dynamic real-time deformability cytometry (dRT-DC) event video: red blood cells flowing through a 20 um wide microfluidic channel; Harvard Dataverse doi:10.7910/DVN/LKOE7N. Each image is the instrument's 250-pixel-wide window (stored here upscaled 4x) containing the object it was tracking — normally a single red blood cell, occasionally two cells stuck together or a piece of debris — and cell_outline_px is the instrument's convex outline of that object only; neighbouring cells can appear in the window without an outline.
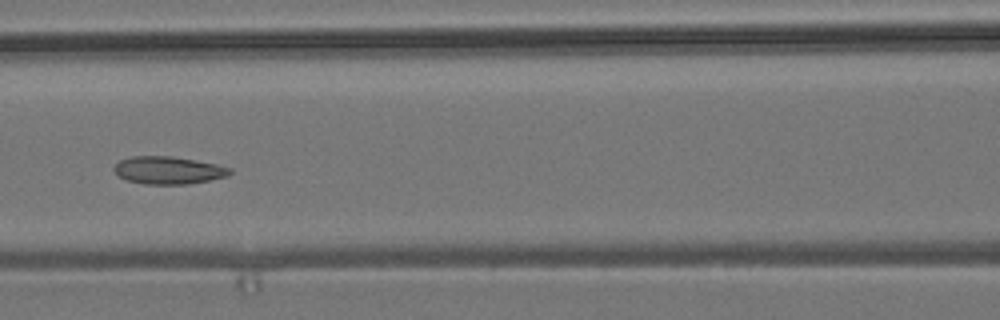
{"species": "common noctule bat (a hibernating species)", "species_latin": "Nyctalus noctula", "temperature_condition": "room temperature", "stored_images_in_passage": 5, "camera_frame_rate_fps": 3000, "um_per_image_px": 0.085, "animal": {"sex": "male", "body_mass_g": 19.2, "forearm_length_mm": 51.8}, "frame": {"image": 1, "passage_image": 5, "time_ms": 5.667, "image_size_px": [1000, 320], "cell_outline_px": [[232, 172], [228, 176], [188, 184], [144, 184], [128, 180], [120, 176], [112, 168], [120, 160], [132, 156], [172, 156], [196, 160], [216, 164], [232, 168]], "centroid_in_image_um": [14.33, 14.46], "position_along_channel_um": 152.3, "area_um2": 18.55}}